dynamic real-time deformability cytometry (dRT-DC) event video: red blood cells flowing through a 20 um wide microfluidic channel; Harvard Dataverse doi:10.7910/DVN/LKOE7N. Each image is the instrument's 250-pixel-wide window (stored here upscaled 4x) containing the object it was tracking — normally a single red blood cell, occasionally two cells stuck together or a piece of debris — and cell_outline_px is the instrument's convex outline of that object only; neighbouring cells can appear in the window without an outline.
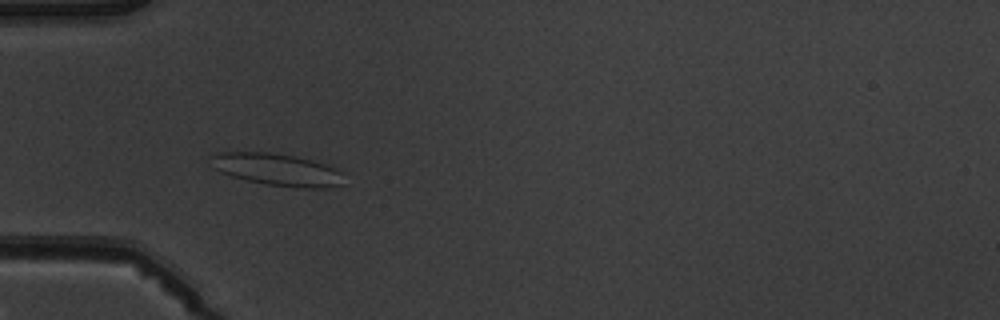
{"species": "common noctule bat (a hibernating species)", "species_latin": "Nyctalus noctula", "temperature_condition": "warm", "stored_images_in_passage": 7, "camera_frame_rate_fps": 3000, "um_per_image_px": 0.085, "animal": {"sex": "male", "body_mass_g": 19.5, "forearm_length_mm": 54.6}, "frame": {"image": 1, "passage_image": 5, "time_ms": 4.667, "image_size_px": [1000, 320], "cell_outline_px": [[344, 184], [328, 188], [304, 188], [268, 184], [248, 180], [232, 176], [220, 172], [212, 168], [208, 156], [216, 152], [268, 152], [292, 156], [312, 160], [328, 164], [344, 172]], "centroid_in_image_um": [23.57, 14.41], "position_along_channel_um": 61.4, "area_um2": 25.26}}
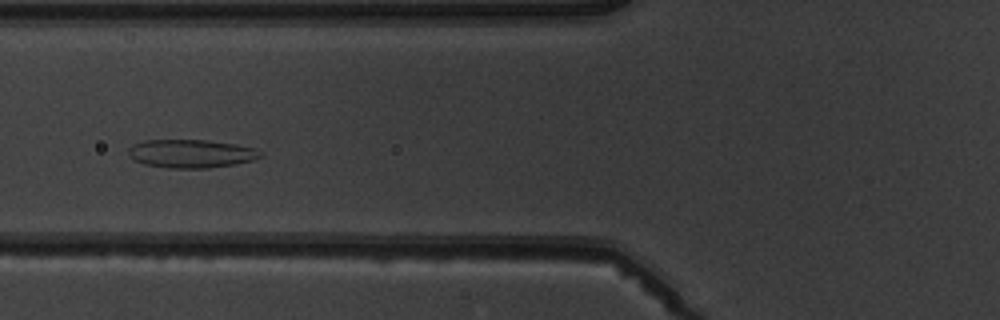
{"frame": {"image": 2, "passage_image": 6, "time_ms": 6.0, "image_size_px": [1000, 320], "cell_outline_px": [[264, 156], [252, 160], [236, 164], [208, 168], [168, 168], [144, 164], [136, 160], [128, 152], [128, 148], [132, 144], [144, 140], [208, 140], [236, 144], [256, 148], [264, 152]], "centroid_in_image_um": [16.3, 13.05], "position_along_channel_um": 109.5, "area_um2": 21.96}}